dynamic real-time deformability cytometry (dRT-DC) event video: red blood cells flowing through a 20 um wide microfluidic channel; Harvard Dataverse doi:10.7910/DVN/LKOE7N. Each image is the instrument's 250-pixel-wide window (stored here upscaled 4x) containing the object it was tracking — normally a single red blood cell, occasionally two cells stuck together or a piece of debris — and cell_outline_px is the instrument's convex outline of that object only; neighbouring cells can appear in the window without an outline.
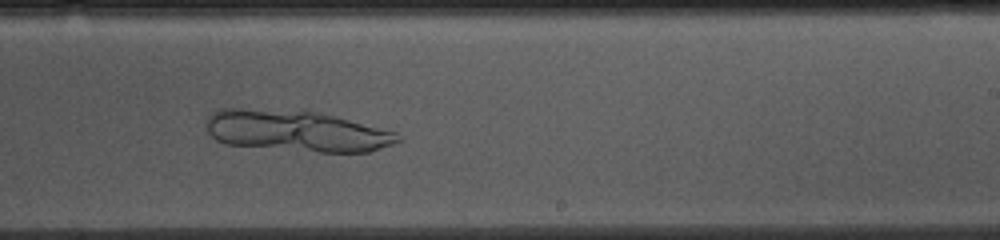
{"species": "common noctule bat (a hibernating species)", "species_latin": "Nyctalus noctula", "temperature_condition": "cold", "stored_images_in_passage": 52, "camera_frame_rate_fps": 3000, "um_per_image_px": 0.085, "animal": {"sex": "female", "body_mass_g": 10.0, "forearm_length_mm": 53.1}, "frame": {"image": 1, "passage_image": 31, "time_ms": 10.0, "image_size_px": [1000, 240], "cell_outline_px": [[400, 140], [392, 144], [368, 152], [320, 152], [224, 144], [216, 140], [208, 132], [208, 116], [212, 112], [220, 108], [236, 108], [312, 112], [332, 116], [396, 132], [400, 136]], "centroid_in_image_um": [25.15, 11.15], "position_along_channel_um": 263.9, "area_um2": 45.08}}